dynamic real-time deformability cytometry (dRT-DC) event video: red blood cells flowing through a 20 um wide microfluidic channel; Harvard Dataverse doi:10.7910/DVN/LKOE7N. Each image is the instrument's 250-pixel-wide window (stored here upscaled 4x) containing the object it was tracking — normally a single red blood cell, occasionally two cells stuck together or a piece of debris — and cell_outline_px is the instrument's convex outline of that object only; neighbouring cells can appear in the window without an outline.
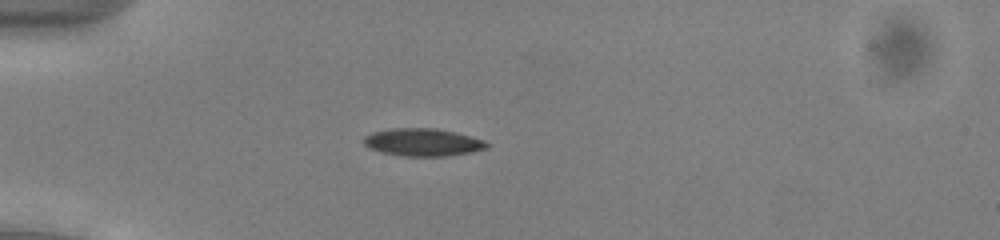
{"species": "common noctule bat (a hibernating species)", "species_latin": "Nyctalus noctula", "temperature_condition": "cold", "stored_images_in_passage": 53, "camera_frame_rate_fps": 3000, "um_per_image_px": 0.085, "animal": {"sex": "male", "body_mass_g": 13.0, "forearm_length_mm": 53.1}, "frame": {"image": 1, "passage_image": 15, "time_ms": 4.667, "image_size_px": [1000, 240], "cell_outline_px": [[488, 148], [472, 152], [448, 156], [404, 156], [380, 152], [368, 148], [364, 144], [364, 136], [372, 132], [388, 128], [436, 128], [456, 132], [484, 140], [488, 144]], "centroid_in_image_um": [35.92, 12.09], "position_along_channel_um": 49.1, "area_um2": 20.0}}
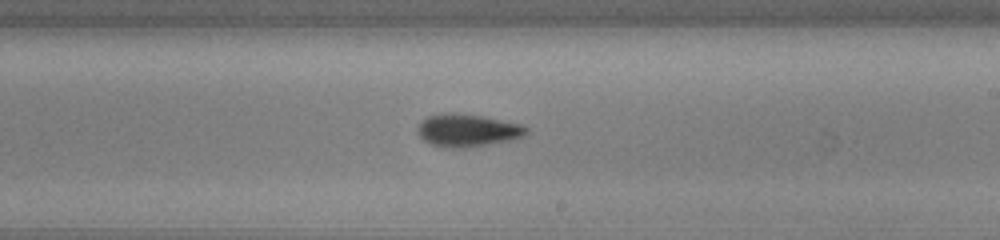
{"frame": {"image": 2, "passage_image": 32, "time_ms": 10.333, "image_size_px": [1000, 240], "cell_outline_px": [[528, 132], [524, 136], [508, 140], [464, 148], [452, 148], [432, 144], [424, 140], [416, 132], [416, 128], [428, 116], [448, 112], [456, 112], [484, 116], [524, 124], [528, 128]], "centroid_in_image_um": [39.76, 11.06], "position_along_channel_um": 249.2, "area_um2": 20.69}}
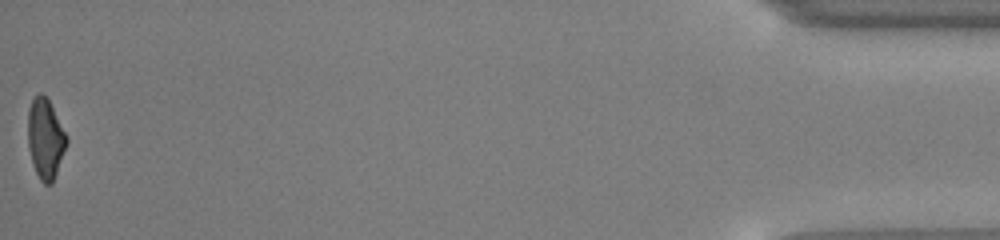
{"frame": {"image": 3, "passage_image": 53, "time_ms": 17.333, "image_size_px": [1000, 240], "cell_outline_px": [[68, 144], [52, 184], [44, 184], [40, 180], [32, 164], [28, 148], [28, 108], [32, 100], [40, 92], [48, 100], [68, 136]], "centroid_in_image_um": [3.86, 11.82], "position_along_channel_um": 431.3, "area_um2": 18.15}, "authors_computed_cell_mechanics": {"area_um2": 19.1318, "velocity_mm_per_s": 3.9125, "shape_relaxation_time_tau1_ms": 5.4932, "shape_relaxation_time_tau2_ms": null, "deformation_change_tau1": 0.1842, "deformation_change_tau2": null}}